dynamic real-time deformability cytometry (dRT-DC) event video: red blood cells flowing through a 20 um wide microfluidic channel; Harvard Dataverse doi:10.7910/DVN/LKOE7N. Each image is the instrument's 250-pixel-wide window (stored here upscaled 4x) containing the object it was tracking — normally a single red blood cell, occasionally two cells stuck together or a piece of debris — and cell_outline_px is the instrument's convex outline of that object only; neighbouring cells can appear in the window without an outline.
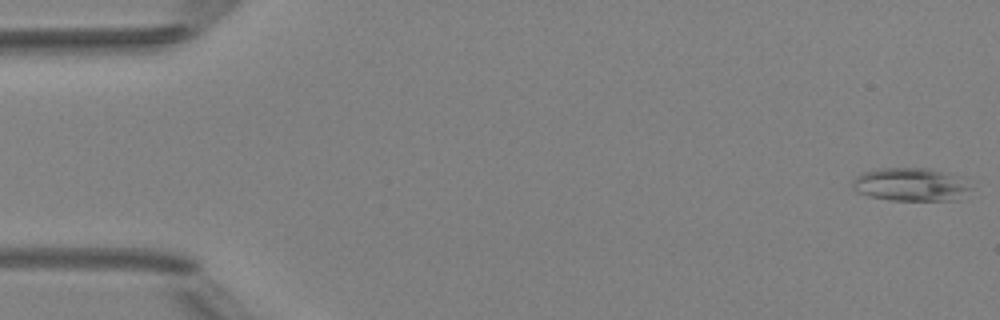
{"species": "Egyptian fruit bat (a non-hibernating species)", "species_latin": "Rousettus aegyptiacus", "temperature_condition": "room temperature", "stored_images_in_passage": 5, "camera_frame_rate_fps": 3000, "um_per_image_px": 0.085, "animal": {"sex": "female"}, "frame": {"image": 1, "passage_image": 1, "time_ms": 0.0, "image_size_px": [1000, 320], "cell_outline_px": [[972, 188], [960, 200], [888, 200], [868, 196], [856, 192], [852, 188], [852, 180], [856, 176], [864, 172], [880, 168], [928, 168], [960, 176]], "centroid_in_image_um": [77.4, 15.69], "position_along_channel_um": 7.6, "area_um2": 23.12}}
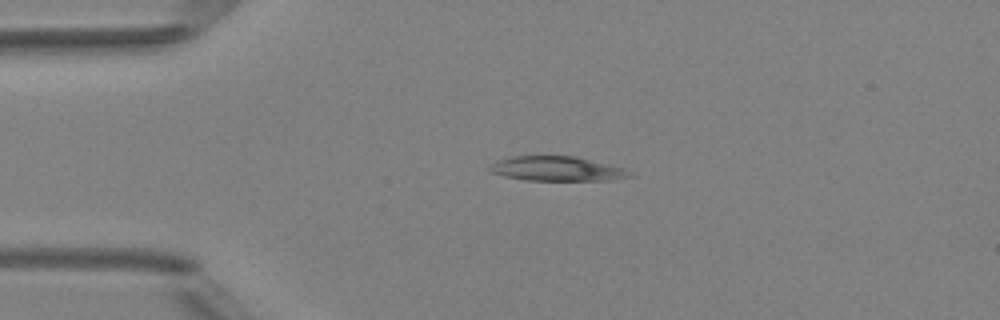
{"frame": {"image": 2, "passage_image": 4, "time_ms": 3.667, "image_size_px": [1000, 320], "cell_outline_px": [[632, 176], [608, 180], [524, 180], [504, 176], [492, 172], [488, 168], [496, 160], [512, 156], [576, 156], [624, 168]], "centroid_in_image_um": [47.29, 14.33], "position_along_channel_um": 37.7, "area_um2": 19.83}}